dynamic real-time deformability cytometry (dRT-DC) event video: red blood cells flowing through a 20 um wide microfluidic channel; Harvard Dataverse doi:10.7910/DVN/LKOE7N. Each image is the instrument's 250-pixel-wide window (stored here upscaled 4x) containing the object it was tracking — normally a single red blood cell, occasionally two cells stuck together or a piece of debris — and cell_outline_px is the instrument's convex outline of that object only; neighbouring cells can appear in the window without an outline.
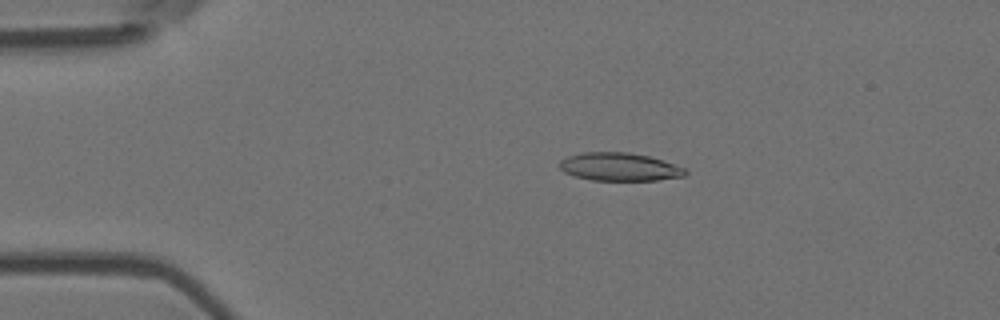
{"species": "Egyptian fruit bat (a non-hibernating species)", "species_latin": "Rousettus aegyptiacus", "temperature_condition": "room temperature", "stored_images_in_passage": 4, "camera_frame_rate_fps": 3000, "um_per_image_px": 0.085, "animal": {"sex": "female"}, "frame": {"image": 1, "passage_image": 2, "time_ms": 0.333, "image_size_px": [1000, 320], "cell_outline_px": [[688, 172], [684, 176], [656, 180], [592, 180], [576, 176], [564, 172], [560, 168], [560, 160], [568, 156], [584, 152], [628, 152], [648, 156], [688, 168]], "centroid_in_image_um": [52.68, 14.18], "position_along_channel_um": 32.3, "area_um2": 20.52}}
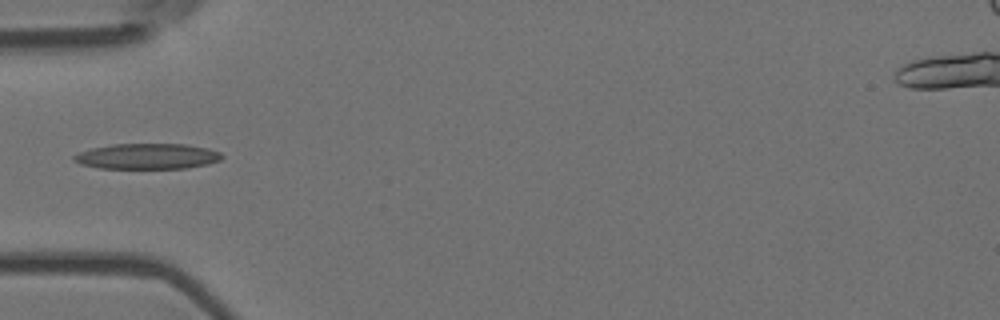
{"frame": {"image": 2, "passage_image": 4, "time_ms": 1.0, "image_size_px": [1000, 320], "cell_outline_px": [[224, 156], [220, 160], [208, 164], [188, 168], [100, 168], [80, 164], [72, 160], [72, 156], [80, 152], [92, 148], [112, 144], [184, 144], [208, 148], [220, 152]], "centroid_in_image_um": [12.53, 13.28], "position_along_channel_um": 72.5, "area_um2": 22.08}}